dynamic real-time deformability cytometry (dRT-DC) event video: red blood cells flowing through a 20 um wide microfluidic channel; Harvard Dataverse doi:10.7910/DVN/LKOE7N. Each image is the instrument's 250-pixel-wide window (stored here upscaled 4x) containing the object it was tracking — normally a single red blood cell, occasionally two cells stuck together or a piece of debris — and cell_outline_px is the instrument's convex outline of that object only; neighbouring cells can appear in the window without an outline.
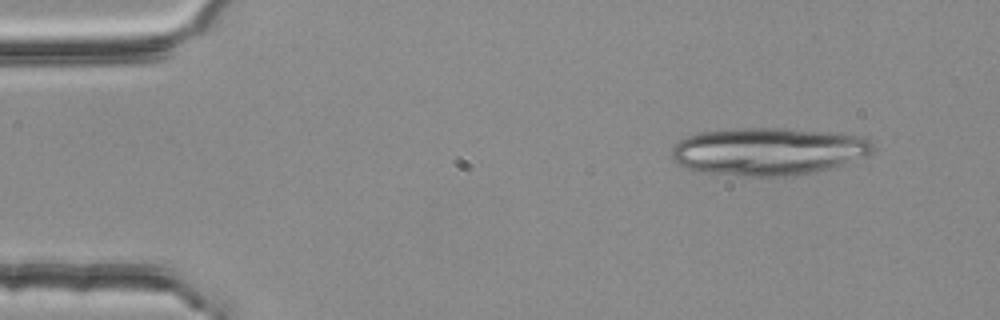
{"species": "common noctule bat (a hibernating species)", "species_latin": "Nyctalus noctula", "temperature_condition": "room temperature", "stored_images_in_passage": 3, "camera_frame_rate_fps": 3000, "um_per_image_px": 0.085, "animal": {"sex": "female", "body_mass_g": 25.1}, "frame": {"image": 1, "passage_image": 3, "time_ms": 0.667, "image_size_px": [1000, 320], "cell_outline_px": [[876, 148], [868, 156], [816, 172], [784, 176], [752, 176], [700, 172], [684, 168], [672, 160], [672, 148], [680, 140], [688, 136], [700, 132], [732, 128], [784, 128], [840, 132], [864, 136], [872, 140]], "centroid_in_image_um": [65.35, 12.85], "position_along_channel_um": 19.6, "area_um2": 56.53}}